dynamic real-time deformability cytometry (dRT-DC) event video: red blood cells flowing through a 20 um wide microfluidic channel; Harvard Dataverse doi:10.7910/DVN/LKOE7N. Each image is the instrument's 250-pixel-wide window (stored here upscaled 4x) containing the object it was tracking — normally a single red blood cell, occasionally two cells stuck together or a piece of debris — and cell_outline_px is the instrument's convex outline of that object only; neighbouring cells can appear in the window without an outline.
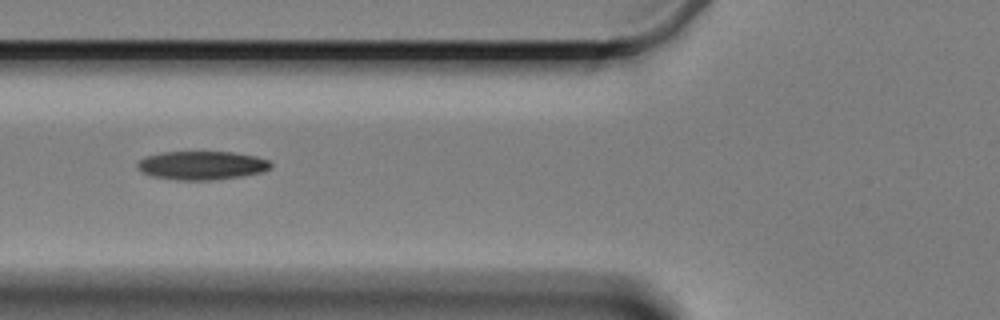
{"species": "Egyptian fruit bat (a non-hibernating species)", "species_latin": "Rousettus aegyptiacus", "temperature_condition": "cold", "stored_images_in_passage": 7, "camera_frame_rate_fps": 3000, "um_per_image_px": 0.085, "animal": {"sex": "female"}, "frame": {"image": 1, "passage_image": 4, "time_ms": 3.667, "image_size_px": [1000, 320], "cell_outline_px": [[272, 168], [260, 172], [240, 176], [208, 180], [176, 180], [152, 176], [136, 168], [136, 164], [144, 156], [160, 152], [232, 152], [256, 156], [268, 160], [272, 164]], "centroid_in_image_um": [17.12, 14.05], "position_along_channel_um": 108.7, "area_um2": 22.2}}
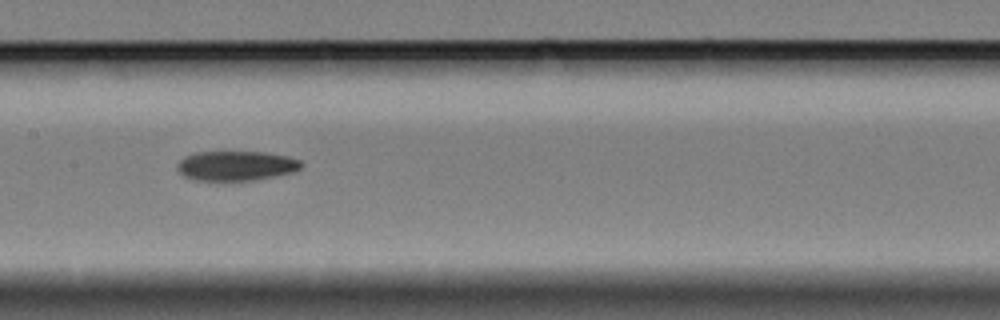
{"frame": {"image": 2, "passage_image": 6, "time_ms": 6.0, "image_size_px": [1000, 320], "cell_outline_px": [[304, 164], [296, 172], [256, 180], [196, 180], [184, 176], [176, 168], [176, 164], [184, 156], [196, 152], [264, 152], [288, 156], [300, 160]], "centroid_in_image_um": [20.1, 14.09], "position_along_channel_um": 187.3, "area_um2": 21.62}}
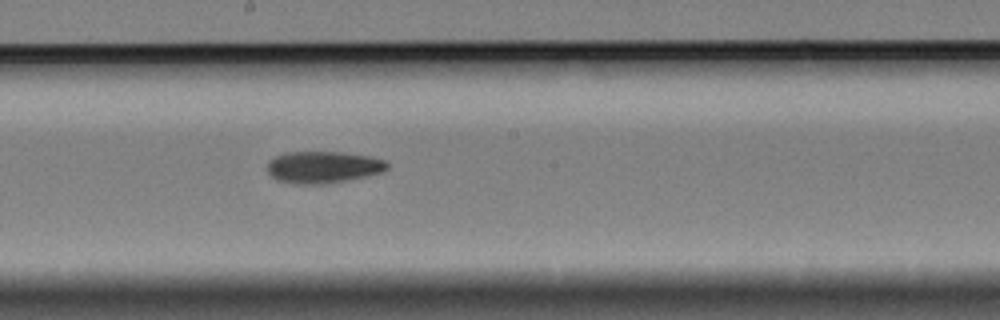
{"frame": {"image": 3, "passage_image": 7, "time_ms": 7.0, "image_size_px": [1000, 320], "cell_outline_px": [[388, 168], [384, 172], [368, 176], [348, 180], [324, 184], [292, 184], [276, 180], [268, 172], [268, 160], [284, 152], [344, 152], [368, 156], [384, 160], [388, 164]], "centroid_in_image_um": [27.46, 14.21], "position_along_channel_um": 220.7, "area_um2": 22.48}}